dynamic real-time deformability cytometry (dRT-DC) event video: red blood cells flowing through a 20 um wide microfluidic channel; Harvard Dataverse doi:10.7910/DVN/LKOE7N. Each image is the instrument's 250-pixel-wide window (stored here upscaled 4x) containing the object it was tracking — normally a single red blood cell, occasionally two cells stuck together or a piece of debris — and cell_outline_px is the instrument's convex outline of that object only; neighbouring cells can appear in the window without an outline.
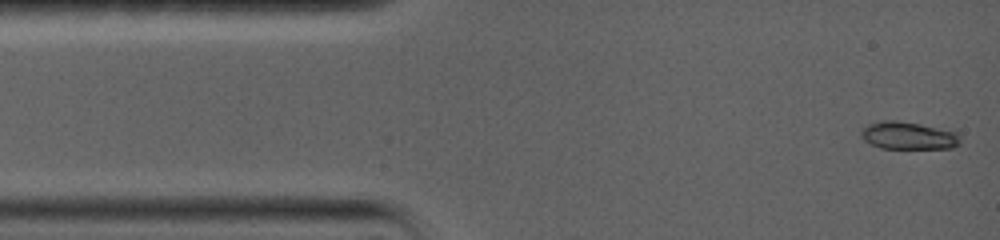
{"species": "common noctule bat (a hibernating species)", "species_latin": "Nyctalus noctula", "temperature_condition": "warm", "stored_images_in_passage": 7, "camera_frame_rate_fps": 5000, "um_per_image_px": 0.085, "animal": {"sex": "female", "body_mass_g": 19.0, "forearm_length_mm": 56.7}, "frame": {"image": 1, "passage_image": 1, "time_ms": 0.0, "image_size_px": [1000, 240], "cell_outline_px": [[960, 144], [952, 148], [880, 148], [864, 140], [860, 136], [860, 132], [868, 124], [880, 120], [896, 120], [920, 124], [956, 132], [960, 136]], "centroid_in_image_um": [77.19, 11.52], "position_along_channel_um": 7.8, "area_um2": 15.9}}
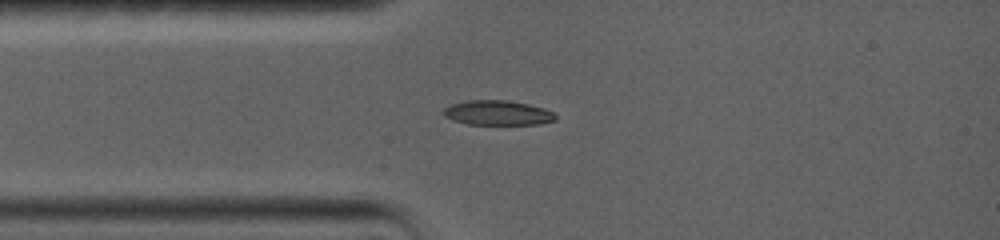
{"frame": {"image": 2, "passage_image": 5, "time_ms": 2.8, "image_size_px": [1000, 240], "cell_outline_px": [[556, 120], [540, 124], [468, 124], [452, 120], [444, 116], [440, 112], [444, 108], [452, 104], [468, 100], [508, 100], [528, 104], [544, 108], [552, 112], [556, 116]], "centroid_in_image_um": [42.27, 9.59], "position_along_channel_um": 42.7, "area_um2": 16.18}}
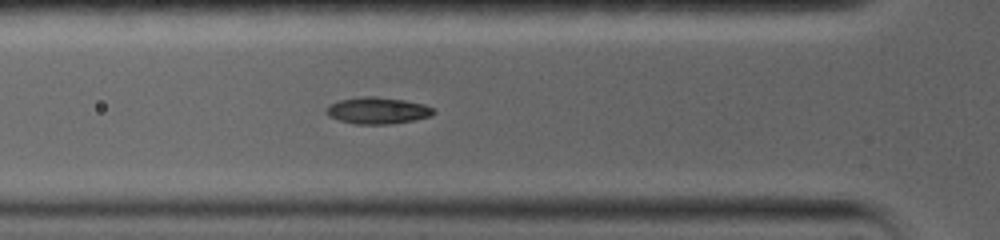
{"frame": {"image": 3, "passage_image": 7, "time_ms": 4.2, "image_size_px": [1000, 240], "cell_outline_px": [[436, 112], [432, 116], [412, 120], [388, 124], [356, 124], [340, 120], [328, 116], [324, 112], [324, 108], [328, 104], [340, 100], [360, 96], [372, 96], [404, 100], [424, 104], [432, 108]], "centroid_in_image_um": [32.04, 9.39], "position_along_channel_um": 93.8, "area_um2": 16.7}}